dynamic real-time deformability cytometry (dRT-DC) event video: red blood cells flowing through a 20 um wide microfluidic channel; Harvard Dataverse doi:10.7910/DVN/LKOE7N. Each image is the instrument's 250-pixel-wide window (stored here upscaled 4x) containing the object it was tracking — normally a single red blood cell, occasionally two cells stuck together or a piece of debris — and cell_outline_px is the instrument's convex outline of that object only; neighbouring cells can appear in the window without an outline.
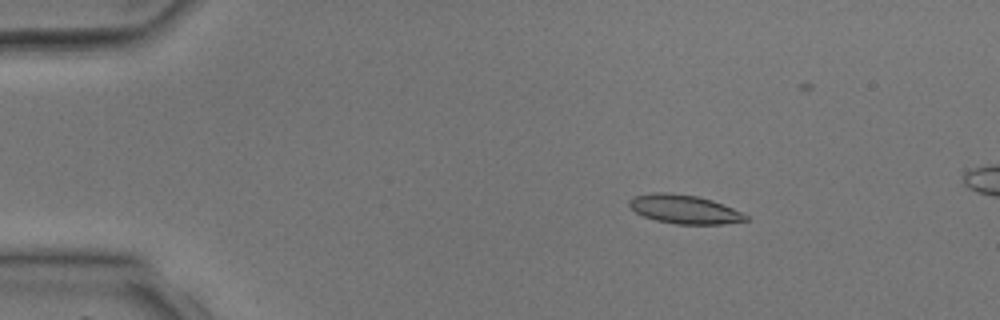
{"species": "common noctule bat (a hibernating species)", "species_latin": "Nyctalus noctula", "temperature_condition": "room temperature", "stored_images_in_passage": 3, "camera_frame_rate_fps": 3000, "um_per_image_px": 0.085, "animal": {"sex": "male", "body_mass_g": 17.9, "forearm_length_mm": 54.2}, "frame": {"image": 1, "passage_image": 1, "time_ms": 0.0, "image_size_px": [1000, 320], "cell_outline_px": [[748, 220], [724, 224], [676, 224], [656, 220], [644, 216], [636, 212], [628, 204], [628, 200], [632, 196], [652, 192], [664, 192], [696, 196], [712, 200], [732, 208], [748, 216]], "centroid_in_image_um": [58.13, 17.78], "position_along_channel_um": 26.9, "area_um2": 19.42}}